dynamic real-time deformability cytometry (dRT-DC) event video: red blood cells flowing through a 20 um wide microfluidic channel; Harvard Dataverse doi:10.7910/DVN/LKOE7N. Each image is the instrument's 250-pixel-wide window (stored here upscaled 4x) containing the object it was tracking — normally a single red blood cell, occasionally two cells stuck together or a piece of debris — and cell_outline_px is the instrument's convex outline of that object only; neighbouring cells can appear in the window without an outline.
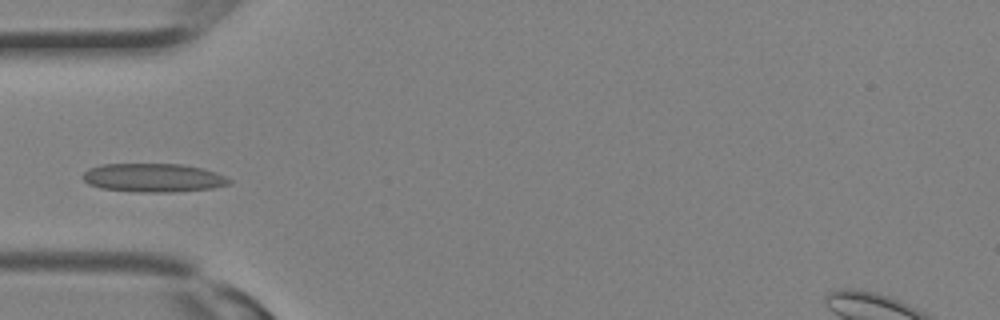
{"species": "Egyptian fruit bat (a non-hibernating species)", "species_latin": "Rousettus aegyptiacus", "temperature_condition": "room temperature", "stored_images_in_passage": 12, "camera_frame_rate_fps": 3000, "um_per_image_px": 0.085, "animal": {"sex": "female"}, "frame": {"image": 1, "passage_image": 9, "time_ms": 2.667, "image_size_px": [1000, 320], "cell_outline_px": [[232, 184], [212, 188], [172, 192], [140, 192], [100, 188], [88, 184], [80, 176], [88, 168], [100, 164], [184, 164], [204, 168], [216, 172], [232, 180]], "centroid_in_image_um": [13.03, 15.1], "position_along_channel_um": 72.0, "area_um2": 24.68}}
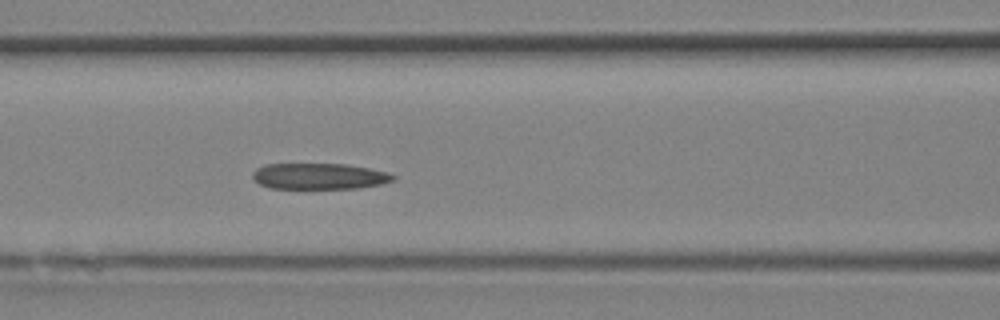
{"frame": {"image": 2, "passage_image": 12, "time_ms": 3.667, "image_size_px": [1000, 320], "cell_outline_px": [[396, 180], [380, 184], [356, 188], [268, 188], [260, 184], [252, 176], [252, 172], [256, 168], [264, 164], [348, 164], [388, 172], [396, 176]], "centroid_in_image_um": [27.14, 14.97], "position_along_channel_um": 139.5, "area_um2": 21.33}}